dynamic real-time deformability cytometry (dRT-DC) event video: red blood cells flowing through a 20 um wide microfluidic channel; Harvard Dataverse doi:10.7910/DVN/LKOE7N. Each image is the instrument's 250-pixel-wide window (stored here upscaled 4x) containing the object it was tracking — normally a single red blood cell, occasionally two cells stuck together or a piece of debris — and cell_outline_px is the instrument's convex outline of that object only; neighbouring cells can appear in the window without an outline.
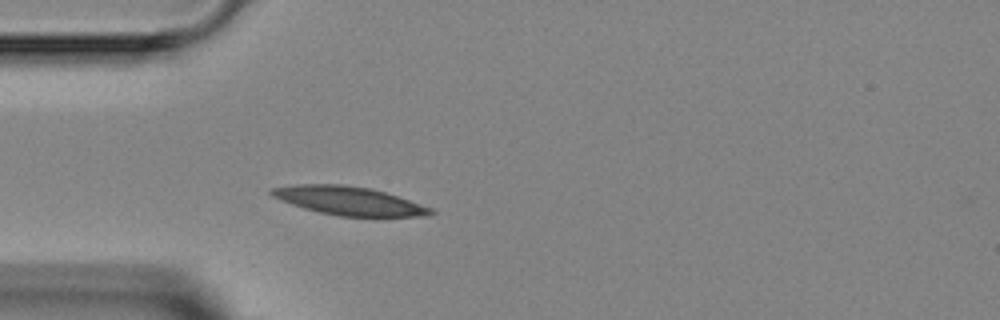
{"species": "Egyptian fruit bat (a non-hibernating species)", "species_latin": "Rousettus aegyptiacus", "temperature_condition": "room temperature", "stored_images_in_passage": 3, "camera_frame_rate_fps": 3000, "um_per_image_px": 0.085, "animal": {"sex": "female"}, "frame": {"image": 1, "passage_image": 3, "time_ms": 2.0, "image_size_px": [1000, 320], "cell_outline_px": [[436, 212], [428, 216], [340, 216], [320, 212], [304, 208], [280, 200], [272, 196], [268, 192], [272, 188], [296, 184], [344, 184], [372, 188], [432, 208]], "centroid_in_image_um": [29.63, 17.06], "position_along_channel_um": 55.4, "area_um2": 26.24}}